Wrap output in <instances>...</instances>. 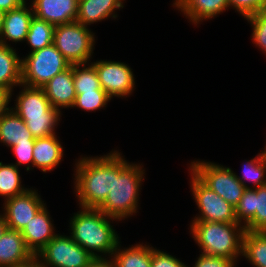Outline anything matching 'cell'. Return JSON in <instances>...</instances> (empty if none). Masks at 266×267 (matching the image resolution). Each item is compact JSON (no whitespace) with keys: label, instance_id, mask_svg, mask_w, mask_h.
<instances>
[{"label":"cell","instance_id":"9a60e30c","mask_svg":"<svg viewBox=\"0 0 266 267\" xmlns=\"http://www.w3.org/2000/svg\"><path fill=\"white\" fill-rule=\"evenodd\" d=\"M50 213L45 205L20 231L28 249L36 256L56 235Z\"/></svg>","mask_w":266,"mask_h":267},{"label":"cell","instance_id":"ab89813d","mask_svg":"<svg viewBox=\"0 0 266 267\" xmlns=\"http://www.w3.org/2000/svg\"><path fill=\"white\" fill-rule=\"evenodd\" d=\"M13 267H41V265H40L38 258L35 256L34 258L29 260L28 262L13 266Z\"/></svg>","mask_w":266,"mask_h":267},{"label":"cell","instance_id":"1f68e13d","mask_svg":"<svg viewBox=\"0 0 266 267\" xmlns=\"http://www.w3.org/2000/svg\"><path fill=\"white\" fill-rule=\"evenodd\" d=\"M60 119L61 118H37L23 120L32 136L36 139L56 134L55 128H57Z\"/></svg>","mask_w":266,"mask_h":267},{"label":"cell","instance_id":"2e32d148","mask_svg":"<svg viewBox=\"0 0 266 267\" xmlns=\"http://www.w3.org/2000/svg\"><path fill=\"white\" fill-rule=\"evenodd\" d=\"M24 3L18 8L5 12L2 30L0 32V43L11 47L7 41L12 43L26 41L29 32V26L34 12L32 5L27 7Z\"/></svg>","mask_w":266,"mask_h":267},{"label":"cell","instance_id":"f35d334b","mask_svg":"<svg viewBox=\"0 0 266 267\" xmlns=\"http://www.w3.org/2000/svg\"><path fill=\"white\" fill-rule=\"evenodd\" d=\"M26 2V0H0V9L4 12H8L12 9L20 7Z\"/></svg>","mask_w":266,"mask_h":267},{"label":"cell","instance_id":"9c48e42d","mask_svg":"<svg viewBox=\"0 0 266 267\" xmlns=\"http://www.w3.org/2000/svg\"><path fill=\"white\" fill-rule=\"evenodd\" d=\"M188 170L191 172V192L200 213L192 221L238 222L235 207L212 191L190 168Z\"/></svg>","mask_w":266,"mask_h":267},{"label":"cell","instance_id":"ffe728a7","mask_svg":"<svg viewBox=\"0 0 266 267\" xmlns=\"http://www.w3.org/2000/svg\"><path fill=\"white\" fill-rule=\"evenodd\" d=\"M125 0H81L76 22L89 27L108 18L116 19L117 12L124 7ZM89 25V26H88Z\"/></svg>","mask_w":266,"mask_h":267},{"label":"cell","instance_id":"ac0fdd59","mask_svg":"<svg viewBox=\"0 0 266 267\" xmlns=\"http://www.w3.org/2000/svg\"><path fill=\"white\" fill-rule=\"evenodd\" d=\"M35 256L25 244L21 232L7 229L0 238V267H13Z\"/></svg>","mask_w":266,"mask_h":267},{"label":"cell","instance_id":"5bb4252c","mask_svg":"<svg viewBox=\"0 0 266 267\" xmlns=\"http://www.w3.org/2000/svg\"><path fill=\"white\" fill-rule=\"evenodd\" d=\"M34 16L54 26L76 22L78 0H32Z\"/></svg>","mask_w":266,"mask_h":267},{"label":"cell","instance_id":"6da1fadb","mask_svg":"<svg viewBox=\"0 0 266 267\" xmlns=\"http://www.w3.org/2000/svg\"><path fill=\"white\" fill-rule=\"evenodd\" d=\"M144 173L140 163H129L122 153L114 150L112 189L98 209L119 221L134 216L138 212L139 191L145 179Z\"/></svg>","mask_w":266,"mask_h":267},{"label":"cell","instance_id":"44dd1931","mask_svg":"<svg viewBox=\"0 0 266 267\" xmlns=\"http://www.w3.org/2000/svg\"><path fill=\"white\" fill-rule=\"evenodd\" d=\"M64 150L57 135L36 138L33 146V167L44 173L55 169L63 159Z\"/></svg>","mask_w":266,"mask_h":267},{"label":"cell","instance_id":"7bdbcfd3","mask_svg":"<svg viewBox=\"0 0 266 267\" xmlns=\"http://www.w3.org/2000/svg\"><path fill=\"white\" fill-rule=\"evenodd\" d=\"M264 158H265V161H266V146L264 147Z\"/></svg>","mask_w":266,"mask_h":267},{"label":"cell","instance_id":"836d02e7","mask_svg":"<svg viewBox=\"0 0 266 267\" xmlns=\"http://www.w3.org/2000/svg\"><path fill=\"white\" fill-rule=\"evenodd\" d=\"M33 146L34 143H22L16 144L10 148L17 158L15 165L18 168L25 164L27 166L25 167L26 171L33 169Z\"/></svg>","mask_w":266,"mask_h":267},{"label":"cell","instance_id":"d590c367","mask_svg":"<svg viewBox=\"0 0 266 267\" xmlns=\"http://www.w3.org/2000/svg\"><path fill=\"white\" fill-rule=\"evenodd\" d=\"M236 262L233 260L221 257L200 254L193 267H236Z\"/></svg>","mask_w":266,"mask_h":267},{"label":"cell","instance_id":"b9f144b4","mask_svg":"<svg viewBox=\"0 0 266 267\" xmlns=\"http://www.w3.org/2000/svg\"><path fill=\"white\" fill-rule=\"evenodd\" d=\"M5 12L0 9V32L2 30L3 21H4Z\"/></svg>","mask_w":266,"mask_h":267},{"label":"cell","instance_id":"30bf717a","mask_svg":"<svg viewBox=\"0 0 266 267\" xmlns=\"http://www.w3.org/2000/svg\"><path fill=\"white\" fill-rule=\"evenodd\" d=\"M91 63L95 66L101 88L111 99L128 97L135 90V77L128 64L111 60Z\"/></svg>","mask_w":266,"mask_h":267},{"label":"cell","instance_id":"4316f807","mask_svg":"<svg viewBox=\"0 0 266 267\" xmlns=\"http://www.w3.org/2000/svg\"><path fill=\"white\" fill-rule=\"evenodd\" d=\"M54 28L55 26L53 24L34 16L31 20L26 38V43L32 49L30 52L43 49L53 44Z\"/></svg>","mask_w":266,"mask_h":267},{"label":"cell","instance_id":"7c38bea8","mask_svg":"<svg viewBox=\"0 0 266 267\" xmlns=\"http://www.w3.org/2000/svg\"><path fill=\"white\" fill-rule=\"evenodd\" d=\"M35 189L4 200L3 213L8 229L21 231L28 222L46 205Z\"/></svg>","mask_w":266,"mask_h":267},{"label":"cell","instance_id":"83f0119b","mask_svg":"<svg viewBox=\"0 0 266 267\" xmlns=\"http://www.w3.org/2000/svg\"><path fill=\"white\" fill-rule=\"evenodd\" d=\"M243 175H236L237 179L244 185L245 188H251L246 181L252 182V188H257L266 185V161L264 158V150L251 160H246L242 166Z\"/></svg>","mask_w":266,"mask_h":267},{"label":"cell","instance_id":"74e56055","mask_svg":"<svg viewBox=\"0 0 266 267\" xmlns=\"http://www.w3.org/2000/svg\"><path fill=\"white\" fill-rule=\"evenodd\" d=\"M87 267H116L111 257H96Z\"/></svg>","mask_w":266,"mask_h":267},{"label":"cell","instance_id":"e0dca14e","mask_svg":"<svg viewBox=\"0 0 266 267\" xmlns=\"http://www.w3.org/2000/svg\"><path fill=\"white\" fill-rule=\"evenodd\" d=\"M42 89L53 108H71L76 98L73 79V64L55 75Z\"/></svg>","mask_w":266,"mask_h":267},{"label":"cell","instance_id":"277c9868","mask_svg":"<svg viewBox=\"0 0 266 267\" xmlns=\"http://www.w3.org/2000/svg\"><path fill=\"white\" fill-rule=\"evenodd\" d=\"M191 222L190 234L202 254L226 257L236 263L242 258L244 226L238 222Z\"/></svg>","mask_w":266,"mask_h":267},{"label":"cell","instance_id":"4fadbf2b","mask_svg":"<svg viewBox=\"0 0 266 267\" xmlns=\"http://www.w3.org/2000/svg\"><path fill=\"white\" fill-rule=\"evenodd\" d=\"M22 90L16 96L15 107H10L22 119L61 118V111L53 108L42 88L21 84Z\"/></svg>","mask_w":266,"mask_h":267},{"label":"cell","instance_id":"8d00e7d4","mask_svg":"<svg viewBox=\"0 0 266 267\" xmlns=\"http://www.w3.org/2000/svg\"><path fill=\"white\" fill-rule=\"evenodd\" d=\"M11 101V92L0 89V119L10 109L9 103Z\"/></svg>","mask_w":266,"mask_h":267},{"label":"cell","instance_id":"ba28073f","mask_svg":"<svg viewBox=\"0 0 266 267\" xmlns=\"http://www.w3.org/2000/svg\"><path fill=\"white\" fill-rule=\"evenodd\" d=\"M41 267H87L95 258L70 236L56 234L36 255Z\"/></svg>","mask_w":266,"mask_h":267},{"label":"cell","instance_id":"e575fe53","mask_svg":"<svg viewBox=\"0 0 266 267\" xmlns=\"http://www.w3.org/2000/svg\"><path fill=\"white\" fill-rule=\"evenodd\" d=\"M151 267H188L180 259L157 248L151 249Z\"/></svg>","mask_w":266,"mask_h":267},{"label":"cell","instance_id":"7402d4cb","mask_svg":"<svg viewBox=\"0 0 266 267\" xmlns=\"http://www.w3.org/2000/svg\"><path fill=\"white\" fill-rule=\"evenodd\" d=\"M0 142L10 148L16 144L35 143L25 121L12 108L0 119Z\"/></svg>","mask_w":266,"mask_h":267},{"label":"cell","instance_id":"484cf974","mask_svg":"<svg viewBox=\"0 0 266 267\" xmlns=\"http://www.w3.org/2000/svg\"><path fill=\"white\" fill-rule=\"evenodd\" d=\"M19 171L15 164H3L0 161V196L4 200L23 194L29 189L22 186Z\"/></svg>","mask_w":266,"mask_h":267},{"label":"cell","instance_id":"3957f363","mask_svg":"<svg viewBox=\"0 0 266 267\" xmlns=\"http://www.w3.org/2000/svg\"><path fill=\"white\" fill-rule=\"evenodd\" d=\"M74 191L79 207L98 208L113 185V151L97 157H80L75 163Z\"/></svg>","mask_w":266,"mask_h":267},{"label":"cell","instance_id":"f546056e","mask_svg":"<svg viewBox=\"0 0 266 267\" xmlns=\"http://www.w3.org/2000/svg\"><path fill=\"white\" fill-rule=\"evenodd\" d=\"M110 100L111 98L104 90L82 92L81 94H76L72 108L77 107L87 112L96 111L106 107Z\"/></svg>","mask_w":266,"mask_h":267},{"label":"cell","instance_id":"8fae6325","mask_svg":"<svg viewBox=\"0 0 266 267\" xmlns=\"http://www.w3.org/2000/svg\"><path fill=\"white\" fill-rule=\"evenodd\" d=\"M235 216L245 230L266 232V185L246 188L235 206Z\"/></svg>","mask_w":266,"mask_h":267},{"label":"cell","instance_id":"4dcf8cb0","mask_svg":"<svg viewBox=\"0 0 266 267\" xmlns=\"http://www.w3.org/2000/svg\"><path fill=\"white\" fill-rule=\"evenodd\" d=\"M252 26L253 43L266 55V8L245 18Z\"/></svg>","mask_w":266,"mask_h":267},{"label":"cell","instance_id":"603a6c76","mask_svg":"<svg viewBox=\"0 0 266 267\" xmlns=\"http://www.w3.org/2000/svg\"><path fill=\"white\" fill-rule=\"evenodd\" d=\"M21 64L16 49L0 43V89L11 92V98L15 86H21Z\"/></svg>","mask_w":266,"mask_h":267},{"label":"cell","instance_id":"d4e9b609","mask_svg":"<svg viewBox=\"0 0 266 267\" xmlns=\"http://www.w3.org/2000/svg\"><path fill=\"white\" fill-rule=\"evenodd\" d=\"M242 256L254 267H266V232L246 230L243 236Z\"/></svg>","mask_w":266,"mask_h":267},{"label":"cell","instance_id":"60d3db41","mask_svg":"<svg viewBox=\"0 0 266 267\" xmlns=\"http://www.w3.org/2000/svg\"><path fill=\"white\" fill-rule=\"evenodd\" d=\"M8 229V225L6 223V219L3 213H0V238L4 234V232Z\"/></svg>","mask_w":266,"mask_h":267},{"label":"cell","instance_id":"d6a6232c","mask_svg":"<svg viewBox=\"0 0 266 267\" xmlns=\"http://www.w3.org/2000/svg\"><path fill=\"white\" fill-rule=\"evenodd\" d=\"M229 8L235 9L243 18L266 8V0H228Z\"/></svg>","mask_w":266,"mask_h":267},{"label":"cell","instance_id":"d6986e66","mask_svg":"<svg viewBox=\"0 0 266 267\" xmlns=\"http://www.w3.org/2000/svg\"><path fill=\"white\" fill-rule=\"evenodd\" d=\"M172 6L196 26L229 9L228 0H174Z\"/></svg>","mask_w":266,"mask_h":267},{"label":"cell","instance_id":"52a82bcc","mask_svg":"<svg viewBox=\"0 0 266 267\" xmlns=\"http://www.w3.org/2000/svg\"><path fill=\"white\" fill-rule=\"evenodd\" d=\"M189 168L207 185L232 206H236L245 187L230 167L207 161H193Z\"/></svg>","mask_w":266,"mask_h":267},{"label":"cell","instance_id":"8992f818","mask_svg":"<svg viewBox=\"0 0 266 267\" xmlns=\"http://www.w3.org/2000/svg\"><path fill=\"white\" fill-rule=\"evenodd\" d=\"M53 44L70 65L86 64L91 62L95 50V34L78 22L57 25L54 28Z\"/></svg>","mask_w":266,"mask_h":267},{"label":"cell","instance_id":"cb8c5ba5","mask_svg":"<svg viewBox=\"0 0 266 267\" xmlns=\"http://www.w3.org/2000/svg\"><path fill=\"white\" fill-rule=\"evenodd\" d=\"M120 241L112 253L116 267H151V245L143 243L131 245L129 248L120 247Z\"/></svg>","mask_w":266,"mask_h":267},{"label":"cell","instance_id":"5b68a950","mask_svg":"<svg viewBox=\"0 0 266 267\" xmlns=\"http://www.w3.org/2000/svg\"><path fill=\"white\" fill-rule=\"evenodd\" d=\"M22 58L21 84L28 87L42 88L55 75L70 66L54 44L29 52Z\"/></svg>","mask_w":266,"mask_h":267},{"label":"cell","instance_id":"f1b7e54d","mask_svg":"<svg viewBox=\"0 0 266 267\" xmlns=\"http://www.w3.org/2000/svg\"><path fill=\"white\" fill-rule=\"evenodd\" d=\"M73 79L76 94L103 90L100 86L95 66L92 63L73 64Z\"/></svg>","mask_w":266,"mask_h":267},{"label":"cell","instance_id":"7a4b0ae2","mask_svg":"<svg viewBox=\"0 0 266 267\" xmlns=\"http://www.w3.org/2000/svg\"><path fill=\"white\" fill-rule=\"evenodd\" d=\"M70 218L72 239L93 257H111L119 243V236L110 221H119L105 215L98 208H83ZM101 255H100V254Z\"/></svg>","mask_w":266,"mask_h":267}]
</instances>
